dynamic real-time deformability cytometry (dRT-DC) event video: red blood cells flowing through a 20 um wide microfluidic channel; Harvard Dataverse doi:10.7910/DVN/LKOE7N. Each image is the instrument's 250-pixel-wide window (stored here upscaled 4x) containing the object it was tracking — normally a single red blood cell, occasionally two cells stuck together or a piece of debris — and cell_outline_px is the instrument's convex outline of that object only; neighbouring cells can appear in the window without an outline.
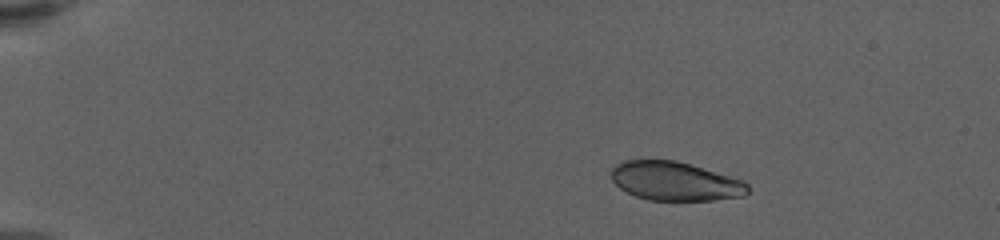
{"species": "human", "species_latin": "Homo sapiens", "temperature_condition": "warm", "stored_images_in_passage": 52, "camera_frame_rate_fps": 3000, "um_per_image_px": 0.085, "donor": {"sex": "female"}, "frame": {"image": 1, "passage_image": 1, "time_ms": 0.0, "image_size_px": [1000, 240], "cell_outline_px": [[748, 192], [744, 196], [712, 200], [648, 200], [636, 196], [620, 188], [612, 180], [612, 168], [616, 164], [624, 160], [676, 160], [744, 180], [748, 184]], "centroid_in_image_um": [57.39, 15.4], "position_along_channel_um": 27.6, "area_um2": 30.81}}
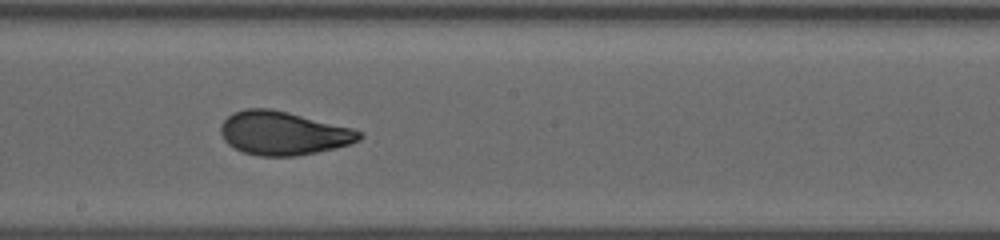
{"frame": {"image": 2, "passage_image": 27, "time_ms": 8.667, "image_size_px": [1000, 240], "cell_outline_px": [[364, 136], [360, 140], [352, 144], [336, 148], [296, 156], [260, 156], [244, 152], [228, 144], [224, 140], [220, 132], [220, 124], [232, 112], [244, 108], [268, 108], [288, 112], [356, 128], [364, 132]], "centroid_in_image_um": [24.13, 11.31], "position_along_channel_um": 224.1, "area_um2": 35.66}}
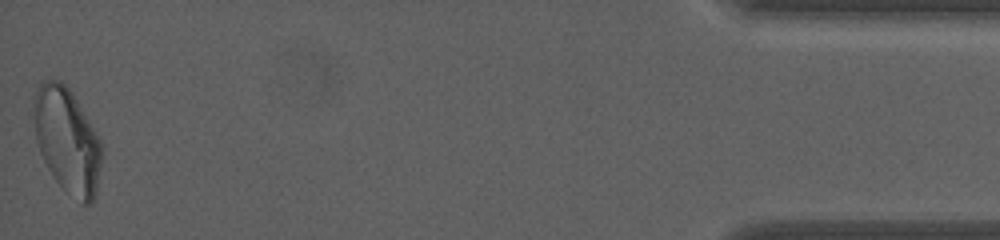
{"frame": {"image": 3, "passage_image": 52, "time_ms": 17.0, "image_size_px": [1000, 240], "cell_outline_px": [[104, 148], [96, 192], [92, 200], [88, 204], [80, 204], [52, 176], [40, 152], [36, 140], [32, 104], [32, 100], [36, 88], [44, 80], [60, 80], [72, 92], [100, 140]], "centroid_in_image_um": [5.7, 11.92], "position_along_channel_um": 429.5, "area_um2": 41.62}, "authors_computed_cell_mechanics": {"area_um2": 34.7956, "velocity_mm_per_s": 3.4271, "shape_relaxation_time_tau1_ms": 6.6957, "shape_relaxation_time_tau2_ms": 0.7642, "deformation_change_tau1": 0.2114, "deformation_change_tau2": 0.0533}}